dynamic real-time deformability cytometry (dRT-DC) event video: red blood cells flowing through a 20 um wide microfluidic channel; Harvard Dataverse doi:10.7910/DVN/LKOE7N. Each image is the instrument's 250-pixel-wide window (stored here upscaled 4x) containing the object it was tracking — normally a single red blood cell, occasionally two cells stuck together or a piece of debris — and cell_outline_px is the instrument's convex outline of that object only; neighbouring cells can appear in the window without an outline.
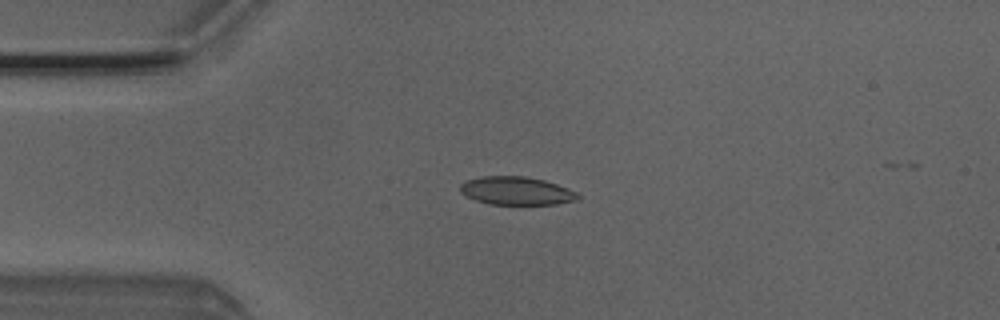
{"species": "Egyptian fruit bat (a non-hibernating species)", "species_latin": "Rousettus aegyptiacus", "temperature_condition": "room temperature", "stored_images_in_passage": 4, "camera_frame_rate_fps": 3000, "um_per_image_px": 0.085, "animal": {"sex": "male"}, "frame": {"image": 1, "passage_image": 2, "time_ms": 0.333, "image_size_px": [1000, 320], "cell_outline_px": [[580, 200], [556, 204], [488, 204], [464, 196], [460, 192], [460, 184], [464, 180], [480, 176], [524, 176], [544, 180], [568, 188], [576, 192], [580, 196]], "centroid_in_image_um": [43.87, 16.22], "position_along_channel_um": 41.1, "area_um2": 19.54}}